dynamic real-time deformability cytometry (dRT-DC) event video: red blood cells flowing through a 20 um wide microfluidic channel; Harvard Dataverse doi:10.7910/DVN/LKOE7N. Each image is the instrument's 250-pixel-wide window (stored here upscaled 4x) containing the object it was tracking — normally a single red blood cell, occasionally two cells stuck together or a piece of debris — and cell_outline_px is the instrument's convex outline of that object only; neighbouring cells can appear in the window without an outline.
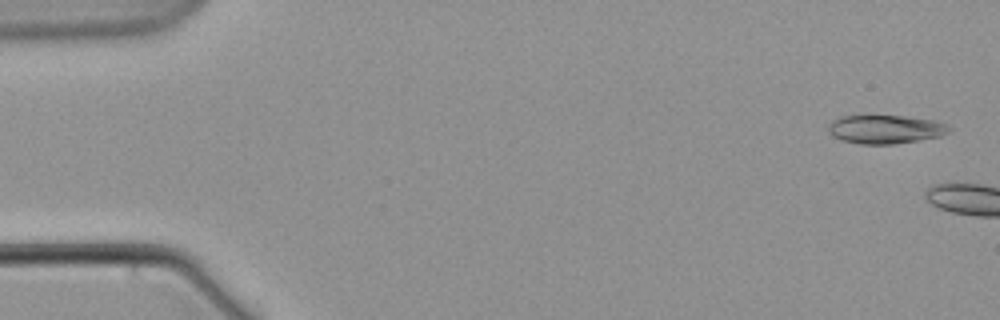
{"species": "common noctule bat (a hibernating species)", "species_latin": "Nyctalus noctula", "temperature_condition": "warm", "stored_images_in_passage": 2, "camera_frame_rate_fps": 3000, "um_per_image_px": 0.085, "animal": {"sex": "male", "body_mass_g": 21.5, "forearm_length_mm": 52.0}, "frame": {"image": 1, "passage_image": 1, "time_ms": 0.0, "image_size_px": [1000, 320], "cell_outline_px": [[952, 128], [948, 132], [940, 136], [892, 144], [860, 144], [840, 140], [832, 136], [828, 132], [828, 124], [832, 120], [840, 116], [904, 116], [932, 120], [948, 124]], "centroid_in_image_um": [75.21, 10.99], "position_along_channel_um": 9.8, "area_um2": 20.11}}